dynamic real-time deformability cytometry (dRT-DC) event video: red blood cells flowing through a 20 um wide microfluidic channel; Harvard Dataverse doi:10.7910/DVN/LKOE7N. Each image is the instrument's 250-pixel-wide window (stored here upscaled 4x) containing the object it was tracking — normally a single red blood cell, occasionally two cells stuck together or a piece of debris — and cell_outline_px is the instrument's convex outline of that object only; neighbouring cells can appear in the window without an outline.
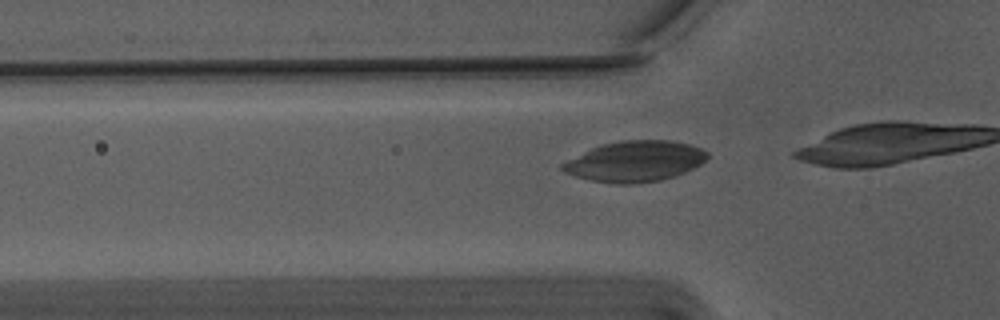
{"species": "Egyptian fruit bat (a non-hibernating species)", "species_latin": "Rousettus aegyptiacus", "temperature_condition": "warm", "stored_images_in_passage": 16, "camera_frame_rate_fps": 3000, "um_per_image_px": 0.085, "animal": {"sex": "male"}, "frame": {"image": 1, "passage_image": 15, "time_ms": 4.667, "image_size_px": [1000, 320], "cell_outline_px": [[708, 156], [700, 164], [676, 176], [660, 180], [632, 184], [616, 184], [592, 180], [576, 176], [564, 172], [560, 168], [560, 164], [592, 148], [604, 144], [624, 140], [668, 140], [688, 144], [700, 148], [708, 152]], "centroid_in_image_um": [53.97, 13.72], "position_along_channel_um": 71.8, "area_um2": 33.93}}